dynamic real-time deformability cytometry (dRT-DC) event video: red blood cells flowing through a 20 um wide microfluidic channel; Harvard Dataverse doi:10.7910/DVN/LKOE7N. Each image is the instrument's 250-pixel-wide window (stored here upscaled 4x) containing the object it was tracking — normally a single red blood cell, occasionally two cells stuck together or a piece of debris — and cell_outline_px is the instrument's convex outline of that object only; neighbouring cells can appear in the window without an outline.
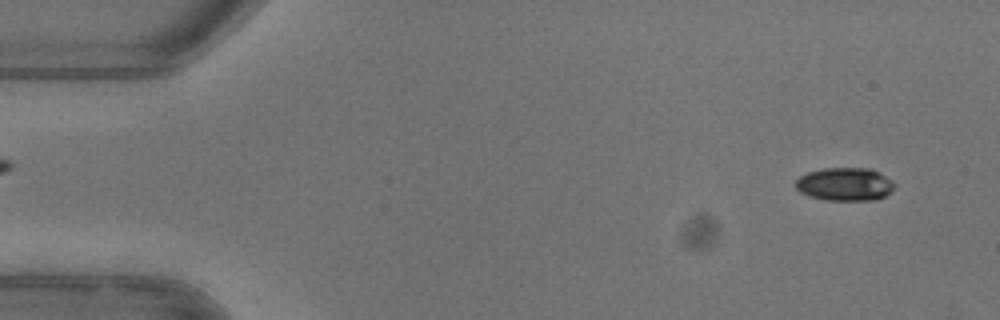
{"species": "common noctule bat (a hibernating species)", "species_latin": "Nyctalus noctula", "temperature_condition": "warm", "stored_images_in_passage": 53, "camera_frame_rate_fps": 3000, "um_per_image_px": 0.085, "animal": {"sex": "female"}, "frame": {"image": 1, "passage_image": 4, "time_ms": 1.0, "image_size_px": [1000, 320], "cell_outline_px": [[892, 188], [884, 196], [876, 200], [824, 200], [808, 196], [800, 192], [792, 184], [800, 176], [808, 172], [824, 168], [872, 168], [892, 180]], "centroid_in_image_um": [71.75, 15.65], "position_along_channel_um": 13.2, "area_um2": 19.13}}
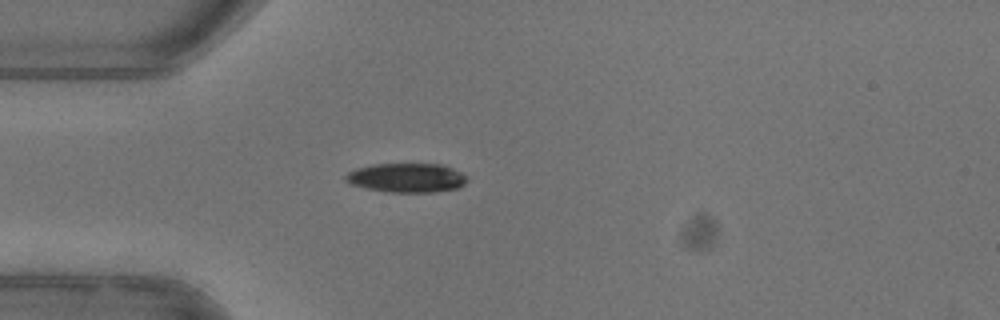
{"frame": {"image": 2, "passage_image": 15, "time_ms": 4.667, "image_size_px": [1000, 320], "cell_outline_px": [[468, 180], [460, 188], [436, 192], [388, 192], [348, 184], [344, 180], [344, 176], [348, 172], [356, 168], [372, 164], [440, 164], [452, 168], [468, 176]], "centroid_in_image_um": [34.57, 15.11], "position_along_channel_um": 50.4, "area_um2": 20.87}, "authors_computed_cell_mechanics": {"area_um2": 20.9814, "velocity_mm_per_s": 3.9622, "shape_relaxation_time_tau1_ms": 2.7311, "shape_relaxation_time_tau2_ms": null, "deformation_change_tau1": 0.137, "deformation_change_tau2": null}}